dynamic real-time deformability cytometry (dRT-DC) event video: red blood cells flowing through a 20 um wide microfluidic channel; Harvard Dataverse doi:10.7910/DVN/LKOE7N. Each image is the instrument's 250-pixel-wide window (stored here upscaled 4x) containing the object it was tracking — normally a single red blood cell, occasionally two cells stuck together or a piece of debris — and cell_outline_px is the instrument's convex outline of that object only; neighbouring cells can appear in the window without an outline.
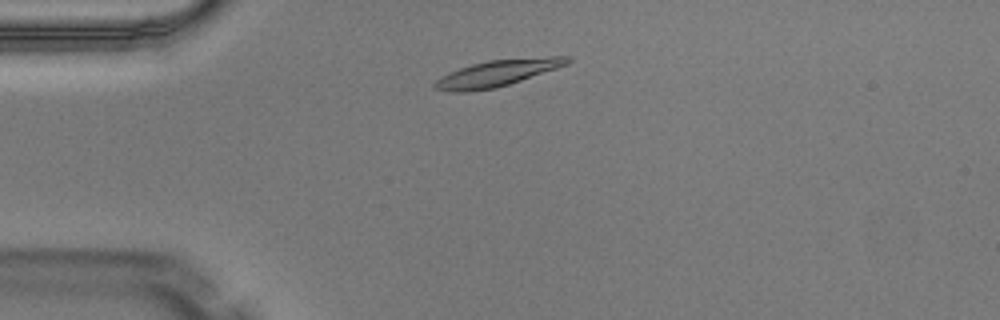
{"species": "Egyptian fruit bat (a non-hibernating species)", "species_latin": "Rousettus aegyptiacus", "temperature_condition": "warm", "stored_images_in_passage": 2, "camera_frame_rate_fps": 3000, "um_per_image_px": 0.085, "animal": {"sex": "male"}, "frame": {"image": 1, "passage_image": 1, "time_ms": 0.0, "image_size_px": [1000, 320], "cell_outline_px": [[572, 60], [568, 64], [496, 88], [468, 92], [448, 92], [432, 88], [432, 84], [440, 76], [448, 72], [472, 64], [488, 60], [548, 56], [572, 56]], "centroid_in_image_um": [42.22, 6.22], "position_along_channel_um": 42.8, "area_um2": 20.52}}